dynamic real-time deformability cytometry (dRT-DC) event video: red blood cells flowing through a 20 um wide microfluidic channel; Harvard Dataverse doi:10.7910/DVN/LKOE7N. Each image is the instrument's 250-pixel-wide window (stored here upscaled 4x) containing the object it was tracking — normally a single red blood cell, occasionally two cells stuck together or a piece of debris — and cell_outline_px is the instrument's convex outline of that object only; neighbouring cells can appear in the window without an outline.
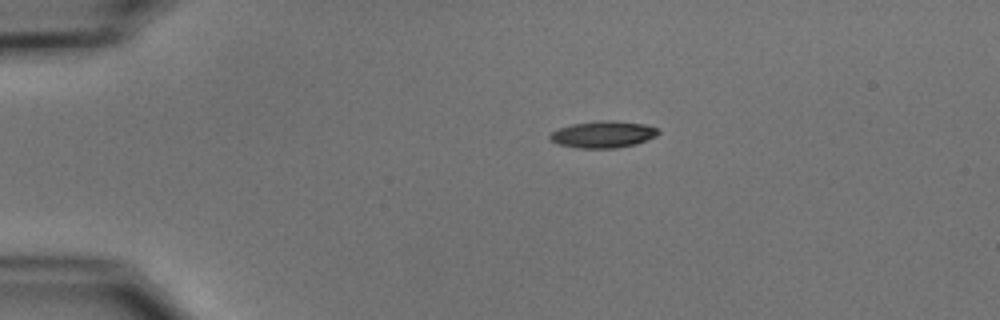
{"species": "common noctule bat (a hibernating species)", "species_latin": "Nyctalus noctula", "temperature_condition": "cold", "stored_images_in_passage": 6, "camera_frame_rate_fps": 3000, "um_per_image_px": 0.085, "animal": {"sex": "male", "body_mass_g": 15.6}, "frame": {"image": 1, "passage_image": 1, "time_ms": 0.0, "image_size_px": [1000, 320], "cell_outline_px": [[660, 132], [656, 136], [636, 144], [616, 148], [576, 148], [560, 144], [552, 140], [548, 136], [552, 132], [560, 128], [572, 124], [600, 120], [612, 120], [644, 124], [656, 128]], "centroid_in_image_um": [51.28, 11.42], "position_along_channel_um": 33.7, "area_um2": 16.76}}
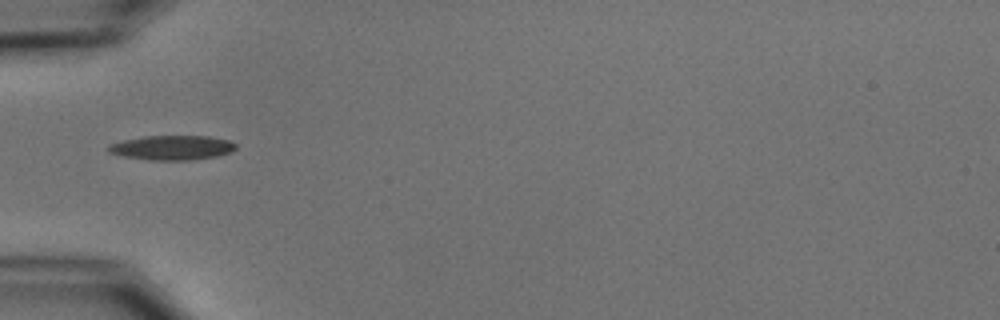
{"frame": {"image": 2, "passage_image": 3, "time_ms": 2.333, "image_size_px": [1000, 320], "cell_outline_px": [[236, 148], [232, 152], [216, 156], [188, 160], [148, 160], [124, 156], [108, 152], [108, 144], [124, 140], [144, 136], [208, 136], [228, 140], [236, 144]], "centroid_in_image_um": [14.62, 12.55], "position_along_channel_um": 70.4, "area_um2": 18.15}}